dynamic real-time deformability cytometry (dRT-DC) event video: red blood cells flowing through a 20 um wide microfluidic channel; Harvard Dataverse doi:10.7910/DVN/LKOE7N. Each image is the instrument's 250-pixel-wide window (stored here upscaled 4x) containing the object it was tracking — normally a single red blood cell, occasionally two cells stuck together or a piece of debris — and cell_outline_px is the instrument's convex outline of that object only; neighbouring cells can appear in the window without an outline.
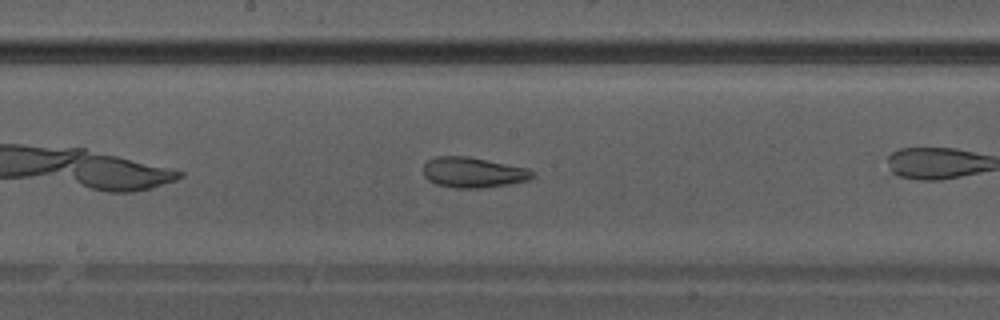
{"species": "Egyptian fruit bat (a non-hibernating species)", "species_latin": "Rousettus aegyptiacus", "temperature_condition": "warm", "stored_images_in_passage": 35, "camera_frame_rate_fps": 3000, "um_per_image_px": 0.085, "animal": {"sex": "male"}, "frame": {"image": 1, "passage_image": 16, "time_ms": 5.0, "image_size_px": [1000, 320], "cell_outline_px": [[536, 176], [528, 180], [508, 184], [480, 188], [456, 188], [436, 184], [428, 180], [424, 176], [424, 164], [428, 160], [436, 156], [468, 156], [528, 168], [536, 172]], "centroid_in_image_um": [40.24, 14.65], "position_along_channel_um": 208.0, "area_um2": 19.42}}